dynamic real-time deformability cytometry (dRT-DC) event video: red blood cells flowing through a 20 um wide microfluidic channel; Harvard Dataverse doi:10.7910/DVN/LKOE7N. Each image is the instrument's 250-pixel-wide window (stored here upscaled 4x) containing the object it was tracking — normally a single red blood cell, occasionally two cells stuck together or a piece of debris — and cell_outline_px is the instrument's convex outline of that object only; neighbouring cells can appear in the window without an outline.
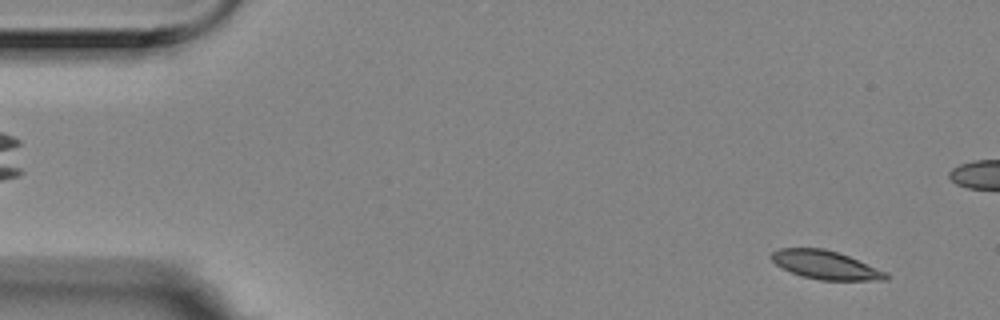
{"species": "Egyptian fruit bat (a non-hibernating species)", "species_latin": "Rousettus aegyptiacus", "temperature_condition": "room temperature", "stored_images_in_passage": 2, "camera_frame_rate_fps": 3000, "um_per_image_px": 0.085, "animal": {"sex": "female"}, "frame": {"image": 1, "passage_image": 2, "time_ms": 0.333, "image_size_px": [1000, 320], "cell_outline_px": [[888, 280], [820, 280], [800, 276], [776, 264], [768, 256], [772, 252], [780, 248], [824, 248], [848, 256], [888, 272]], "centroid_in_image_um": [70.17, 22.52], "position_along_channel_um": 14.8, "area_um2": 18.96}}